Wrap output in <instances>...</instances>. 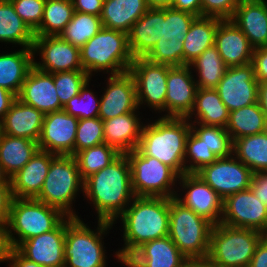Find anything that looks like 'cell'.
I'll list each match as a JSON object with an SVG mask.
<instances>
[{
    "label": "cell",
    "instance_id": "4dcf8cb0",
    "mask_svg": "<svg viewBox=\"0 0 267 267\" xmlns=\"http://www.w3.org/2000/svg\"><path fill=\"white\" fill-rule=\"evenodd\" d=\"M149 8L146 0H104L100 15L102 26L128 34Z\"/></svg>",
    "mask_w": 267,
    "mask_h": 267
},
{
    "label": "cell",
    "instance_id": "e0dca14e",
    "mask_svg": "<svg viewBox=\"0 0 267 267\" xmlns=\"http://www.w3.org/2000/svg\"><path fill=\"white\" fill-rule=\"evenodd\" d=\"M220 223L236 228L253 229L267 235V206L249 188L223 200Z\"/></svg>",
    "mask_w": 267,
    "mask_h": 267
},
{
    "label": "cell",
    "instance_id": "6125c7cd",
    "mask_svg": "<svg viewBox=\"0 0 267 267\" xmlns=\"http://www.w3.org/2000/svg\"><path fill=\"white\" fill-rule=\"evenodd\" d=\"M150 8L171 7L174 0H146Z\"/></svg>",
    "mask_w": 267,
    "mask_h": 267
},
{
    "label": "cell",
    "instance_id": "d6a6232c",
    "mask_svg": "<svg viewBox=\"0 0 267 267\" xmlns=\"http://www.w3.org/2000/svg\"><path fill=\"white\" fill-rule=\"evenodd\" d=\"M34 38V32L17 15L12 3L9 0H0V49L4 45L6 49L9 46L33 48Z\"/></svg>",
    "mask_w": 267,
    "mask_h": 267
},
{
    "label": "cell",
    "instance_id": "e7e4bbea",
    "mask_svg": "<svg viewBox=\"0 0 267 267\" xmlns=\"http://www.w3.org/2000/svg\"><path fill=\"white\" fill-rule=\"evenodd\" d=\"M265 11H266V17H267V0H265Z\"/></svg>",
    "mask_w": 267,
    "mask_h": 267
},
{
    "label": "cell",
    "instance_id": "4316f807",
    "mask_svg": "<svg viewBox=\"0 0 267 267\" xmlns=\"http://www.w3.org/2000/svg\"><path fill=\"white\" fill-rule=\"evenodd\" d=\"M43 120L42 112L16 98L0 122V133L38 142Z\"/></svg>",
    "mask_w": 267,
    "mask_h": 267
},
{
    "label": "cell",
    "instance_id": "be15d7a7",
    "mask_svg": "<svg viewBox=\"0 0 267 267\" xmlns=\"http://www.w3.org/2000/svg\"><path fill=\"white\" fill-rule=\"evenodd\" d=\"M0 184H10V178L5 173L3 166L0 163Z\"/></svg>",
    "mask_w": 267,
    "mask_h": 267
},
{
    "label": "cell",
    "instance_id": "9f6ffc18",
    "mask_svg": "<svg viewBox=\"0 0 267 267\" xmlns=\"http://www.w3.org/2000/svg\"><path fill=\"white\" fill-rule=\"evenodd\" d=\"M171 7L201 17V0H174Z\"/></svg>",
    "mask_w": 267,
    "mask_h": 267
},
{
    "label": "cell",
    "instance_id": "277c9868",
    "mask_svg": "<svg viewBox=\"0 0 267 267\" xmlns=\"http://www.w3.org/2000/svg\"><path fill=\"white\" fill-rule=\"evenodd\" d=\"M190 131L191 123L187 118L147 117L138 148L181 176L185 174V147Z\"/></svg>",
    "mask_w": 267,
    "mask_h": 267
},
{
    "label": "cell",
    "instance_id": "5bb4252c",
    "mask_svg": "<svg viewBox=\"0 0 267 267\" xmlns=\"http://www.w3.org/2000/svg\"><path fill=\"white\" fill-rule=\"evenodd\" d=\"M99 78L101 81L99 83L100 106L98 117L102 121L139 109L135 80L129 71L116 75L99 76Z\"/></svg>",
    "mask_w": 267,
    "mask_h": 267
},
{
    "label": "cell",
    "instance_id": "836d02e7",
    "mask_svg": "<svg viewBox=\"0 0 267 267\" xmlns=\"http://www.w3.org/2000/svg\"><path fill=\"white\" fill-rule=\"evenodd\" d=\"M223 19L218 17H197L191 24L183 41V66L189 65L206 49L214 46L218 24Z\"/></svg>",
    "mask_w": 267,
    "mask_h": 267
},
{
    "label": "cell",
    "instance_id": "8fae6325",
    "mask_svg": "<svg viewBox=\"0 0 267 267\" xmlns=\"http://www.w3.org/2000/svg\"><path fill=\"white\" fill-rule=\"evenodd\" d=\"M169 67V65L152 63L144 57L134 58L130 65L129 72L135 80L138 108L142 112L145 111L148 117H165Z\"/></svg>",
    "mask_w": 267,
    "mask_h": 267
},
{
    "label": "cell",
    "instance_id": "d6986e66",
    "mask_svg": "<svg viewBox=\"0 0 267 267\" xmlns=\"http://www.w3.org/2000/svg\"><path fill=\"white\" fill-rule=\"evenodd\" d=\"M79 119L63 109L44 115L39 150L56 155L74 156V144Z\"/></svg>",
    "mask_w": 267,
    "mask_h": 267
},
{
    "label": "cell",
    "instance_id": "11a10c76",
    "mask_svg": "<svg viewBox=\"0 0 267 267\" xmlns=\"http://www.w3.org/2000/svg\"><path fill=\"white\" fill-rule=\"evenodd\" d=\"M248 267H267V235L258 243Z\"/></svg>",
    "mask_w": 267,
    "mask_h": 267
},
{
    "label": "cell",
    "instance_id": "f6af8a7d",
    "mask_svg": "<svg viewBox=\"0 0 267 267\" xmlns=\"http://www.w3.org/2000/svg\"><path fill=\"white\" fill-rule=\"evenodd\" d=\"M89 78L90 76L85 70L53 73L57 96L63 107L72 97L79 94L80 89Z\"/></svg>",
    "mask_w": 267,
    "mask_h": 267
},
{
    "label": "cell",
    "instance_id": "4fadbf2b",
    "mask_svg": "<svg viewBox=\"0 0 267 267\" xmlns=\"http://www.w3.org/2000/svg\"><path fill=\"white\" fill-rule=\"evenodd\" d=\"M174 198L214 225L220 223L223 199L198 174L185 173L179 176Z\"/></svg>",
    "mask_w": 267,
    "mask_h": 267
},
{
    "label": "cell",
    "instance_id": "db71d44e",
    "mask_svg": "<svg viewBox=\"0 0 267 267\" xmlns=\"http://www.w3.org/2000/svg\"><path fill=\"white\" fill-rule=\"evenodd\" d=\"M13 247L9 240L7 227L5 224H0V265L8 267L10 253ZM5 263V264H4Z\"/></svg>",
    "mask_w": 267,
    "mask_h": 267
},
{
    "label": "cell",
    "instance_id": "8992f818",
    "mask_svg": "<svg viewBox=\"0 0 267 267\" xmlns=\"http://www.w3.org/2000/svg\"><path fill=\"white\" fill-rule=\"evenodd\" d=\"M35 199L61 210L68 217L80 218L83 180L74 156L57 155L51 161L42 190Z\"/></svg>",
    "mask_w": 267,
    "mask_h": 267
},
{
    "label": "cell",
    "instance_id": "7bdbcfd3",
    "mask_svg": "<svg viewBox=\"0 0 267 267\" xmlns=\"http://www.w3.org/2000/svg\"><path fill=\"white\" fill-rule=\"evenodd\" d=\"M191 131L218 157H229L233 154V141L226 128L191 123Z\"/></svg>",
    "mask_w": 267,
    "mask_h": 267
},
{
    "label": "cell",
    "instance_id": "83f0119b",
    "mask_svg": "<svg viewBox=\"0 0 267 267\" xmlns=\"http://www.w3.org/2000/svg\"><path fill=\"white\" fill-rule=\"evenodd\" d=\"M162 20H165V7L149 8L132 25L128 43L134 58L145 57L162 38Z\"/></svg>",
    "mask_w": 267,
    "mask_h": 267
},
{
    "label": "cell",
    "instance_id": "484cf974",
    "mask_svg": "<svg viewBox=\"0 0 267 267\" xmlns=\"http://www.w3.org/2000/svg\"><path fill=\"white\" fill-rule=\"evenodd\" d=\"M57 155L38 150L30 161L10 178L13 198H36Z\"/></svg>",
    "mask_w": 267,
    "mask_h": 267
},
{
    "label": "cell",
    "instance_id": "1f68e13d",
    "mask_svg": "<svg viewBox=\"0 0 267 267\" xmlns=\"http://www.w3.org/2000/svg\"><path fill=\"white\" fill-rule=\"evenodd\" d=\"M229 114L216 89L198 88L193 109L186 118L190 123L226 128Z\"/></svg>",
    "mask_w": 267,
    "mask_h": 267
},
{
    "label": "cell",
    "instance_id": "cb8c5ba5",
    "mask_svg": "<svg viewBox=\"0 0 267 267\" xmlns=\"http://www.w3.org/2000/svg\"><path fill=\"white\" fill-rule=\"evenodd\" d=\"M17 98L44 115L63 109L53 81V73H47L33 66L24 81Z\"/></svg>",
    "mask_w": 267,
    "mask_h": 267
},
{
    "label": "cell",
    "instance_id": "f907efd6",
    "mask_svg": "<svg viewBox=\"0 0 267 267\" xmlns=\"http://www.w3.org/2000/svg\"><path fill=\"white\" fill-rule=\"evenodd\" d=\"M250 189L267 206V171L253 173Z\"/></svg>",
    "mask_w": 267,
    "mask_h": 267
},
{
    "label": "cell",
    "instance_id": "30bf717a",
    "mask_svg": "<svg viewBox=\"0 0 267 267\" xmlns=\"http://www.w3.org/2000/svg\"><path fill=\"white\" fill-rule=\"evenodd\" d=\"M126 156L135 196L175 197L179 175L171 167L155 157L146 156L139 148Z\"/></svg>",
    "mask_w": 267,
    "mask_h": 267
},
{
    "label": "cell",
    "instance_id": "3957f363",
    "mask_svg": "<svg viewBox=\"0 0 267 267\" xmlns=\"http://www.w3.org/2000/svg\"><path fill=\"white\" fill-rule=\"evenodd\" d=\"M87 221L83 218H66L64 267H110V262L114 267L120 258L116 249L111 250V242L106 243L114 238L111 233L116 236L113 223L105 220ZM110 257L114 260L111 261Z\"/></svg>",
    "mask_w": 267,
    "mask_h": 267
},
{
    "label": "cell",
    "instance_id": "9c48e42d",
    "mask_svg": "<svg viewBox=\"0 0 267 267\" xmlns=\"http://www.w3.org/2000/svg\"><path fill=\"white\" fill-rule=\"evenodd\" d=\"M264 236L253 229L214 225L207 259L213 267H248Z\"/></svg>",
    "mask_w": 267,
    "mask_h": 267
},
{
    "label": "cell",
    "instance_id": "5b68a950",
    "mask_svg": "<svg viewBox=\"0 0 267 267\" xmlns=\"http://www.w3.org/2000/svg\"><path fill=\"white\" fill-rule=\"evenodd\" d=\"M133 60L128 34L106 27L80 48L82 68L93 78L127 72Z\"/></svg>",
    "mask_w": 267,
    "mask_h": 267
},
{
    "label": "cell",
    "instance_id": "d590c367",
    "mask_svg": "<svg viewBox=\"0 0 267 267\" xmlns=\"http://www.w3.org/2000/svg\"><path fill=\"white\" fill-rule=\"evenodd\" d=\"M226 130L232 141L259 134L267 131V118L257 102L230 112Z\"/></svg>",
    "mask_w": 267,
    "mask_h": 267
},
{
    "label": "cell",
    "instance_id": "bcb514c9",
    "mask_svg": "<svg viewBox=\"0 0 267 267\" xmlns=\"http://www.w3.org/2000/svg\"><path fill=\"white\" fill-rule=\"evenodd\" d=\"M103 132V121L99 117L79 119L74 155L84 149L105 143Z\"/></svg>",
    "mask_w": 267,
    "mask_h": 267
},
{
    "label": "cell",
    "instance_id": "44dd1931",
    "mask_svg": "<svg viewBox=\"0 0 267 267\" xmlns=\"http://www.w3.org/2000/svg\"><path fill=\"white\" fill-rule=\"evenodd\" d=\"M66 219L54 230L21 242L15 249L43 267H64Z\"/></svg>",
    "mask_w": 267,
    "mask_h": 267
},
{
    "label": "cell",
    "instance_id": "60d3db41",
    "mask_svg": "<svg viewBox=\"0 0 267 267\" xmlns=\"http://www.w3.org/2000/svg\"><path fill=\"white\" fill-rule=\"evenodd\" d=\"M120 155L113 147L102 143L77 152L74 158L79 168L80 177L84 181L90 175L110 165Z\"/></svg>",
    "mask_w": 267,
    "mask_h": 267
},
{
    "label": "cell",
    "instance_id": "f1b7e54d",
    "mask_svg": "<svg viewBox=\"0 0 267 267\" xmlns=\"http://www.w3.org/2000/svg\"><path fill=\"white\" fill-rule=\"evenodd\" d=\"M231 20L245 34L253 48L267 46L265 0H241Z\"/></svg>",
    "mask_w": 267,
    "mask_h": 267
},
{
    "label": "cell",
    "instance_id": "e575fe53",
    "mask_svg": "<svg viewBox=\"0 0 267 267\" xmlns=\"http://www.w3.org/2000/svg\"><path fill=\"white\" fill-rule=\"evenodd\" d=\"M38 150L36 141L0 133V163L9 178L20 171Z\"/></svg>",
    "mask_w": 267,
    "mask_h": 267
},
{
    "label": "cell",
    "instance_id": "816d5d0a",
    "mask_svg": "<svg viewBox=\"0 0 267 267\" xmlns=\"http://www.w3.org/2000/svg\"><path fill=\"white\" fill-rule=\"evenodd\" d=\"M12 199L11 184H0V224L8 221Z\"/></svg>",
    "mask_w": 267,
    "mask_h": 267
},
{
    "label": "cell",
    "instance_id": "7dc6e473",
    "mask_svg": "<svg viewBox=\"0 0 267 267\" xmlns=\"http://www.w3.org/2000/svg\"><path fill=\"white\" fill-rule=\"evenodd\" d=\"M17 15L34 32L41 24L46 0H9Z\"/></svg>",
    "mask_w": 267,
    "mask_h": 267
},
{
    "label": "cell",
    "instance_id": "2e32d148",
    "mask_svg": "<svg viewBox=\"0 0 267 267\" xmlns=\"http://www.w3.org/2000/svg\"><path fill=\"white\" fill-rule=\"evenodd\" d=\"M34 66L47 73L83 70L80 48L58 36H35L33 44Z\"/></svg>",
    "mask_w": 267,
    "mask_h": 267
},
{
    "label": "cell",
    "instance_id": "603a6c76",
    "mask_svg": "<svg viewBox=\"0 0 267 267\" xmlns=\"http://www.w3.org/2000/svg\"><path fill=\"white\" fill-rule=\"evenodd\" d=\"M145 117V118H144ZM147 116L138 109L103 121L104 141L120 154L138 148L141 130Z\"/></svg>",
    "mask_w": 267,
    "mask_h": 267
},
{
    "label": "cell",
    "instance_id": "52a82bcc",
    "mask_svg": "<svg viewBox=\"0 0 267 267\" xmlns=\"http://www.w3.org/2000/svg\"><path fill=\"white\" fill-rule=\"evenodd\" d=\"M68 216L35 198H13L6 223L13 248L34 236L56 229Z\"/></svg>",
    "mask_w": 267,
    "mask_h": 267
},
{
    "label": "cell",
    "instance_id": "8d00e7d4",
    "mask_svg": "<svg viewBox=\"0 0 267 267\" xmlns=\"http://www.w3.org/2000/svg\"><path fill=\"white\" fill-rule=\"evenodd\" d=\"M197 87L215 89L227 69L217 48L212 46L189 64Z\"/></svg>",
    "mask_w": 267,
    "mask_h": 267
},
{
    "label": "cell",
    "instance_id": "ab89813d",
    "mask_svg": "<svg viewBox=\"0 0 267 267\" xmlns=\"http://www.w3.org/2000/svg\"><path fill=\"white\" fill-rule=\"evenodd\" d=\"M97 80H99L98 77H90L80 89L79 94L72 97L63 107V110L78 119L98 117L100 89Z\"/></svg>",
    "mask_w": 267,
    "mask_h": 267
},
{
    "label": "cell",
    "instance_id": "7a4b0ae2",
    "mask_svg": "<svg viewBox=\"0 0 267 267\" xmlns=\"http://www.w3.org/2000/svg\"><path fill=\"white\" fill-rule=\"evenodd\" d=\"M112 223L115 233L120 230L118 256L127 260L144 243L169 235V198L135 196Z\"/></svg>",
    "mask_w": 267,
    "mask_h": 267
},
{
    "label": "cell",
    "instance_id": "6da1fadb",
    "mask_svg": "<svg viewBox=\"0 0 267 267\" xmlns=\"http://www.w3.org/2000/svg\"><path fill=\"white\" fill-rule=\"evenodd\" d=\"M134 197L130 163L126 154H121L110 165L83 181V201L86 205L82 204L86 207L82 205V209L86 208L83 211L89 213L80 218L85 216L86 220L93 217L92 220L113 222L125 211Z\"/></svg>",
    "mask_w": 267,
    "mask_h": 267
},
{
    "label": "cell",
    "instance_id": "94428289",
    "mask_svg": "<svg viewBox=\"0 0 267 267\" xmlns=\"http://www.w3.org/2000/svg\"><path fill=\"white\" fill-rule=\"evenodd\" d=\"M181 267H213L211 262L206 259H188Z\"/></svg>",
    "mask_w": 267,
    "mask_h": 267
},
{
    "label": "cell",
    "instance_id": "f546056e",
    "mask_svg": "<svg viewBox=\"0 0 267 267\" xmlns=\"http://www.w3.org/2000/svg\"><path fill=\"white\" fill-rule=\"evenodd\" d=\"M0 50V87L7 89L16 96L30 69L34 66L32 48H12Z\"/></svg>",
    "mask_w": 267,
    "mask_h": 267
},
{
    "label": "cell",
    "instance_id": "680465c9",
    "mask_svg": "<svg viewBox=\"0 0 267 267\" xmlns=\"http://www.w3.org/2000/svg\"><path fill=\"white\" fill-rule=\"evenodd\" d=\"M8 267H43L23 257L15 248L10 253Z\"/></svg>",
    "mask_w": 267,
    "mask_h": 267
},
{
    "label": "cell",
    "instance_id": "7402d4cb",
    "mask_svg": "<svg viewBox=\"0 0 267 267\" xmlns=\"http://www.w3.org/2000/svg\"><path fill=\"white\" fill-rule=\"evenodd\" d=\"M187 260L166 236L144 243L127 260L120 259L116 267H181Z\"/></svg>",
    "mask_w": 267,
    "mask_h": 267
},
{
    "label": "cell",
    "instance_id": "ac0fdd59",
    "mask_svg": "<svg viewBox=\"0 0 267 267\" xmlns=\"http://www.w3.org/2000/svg\"><path fill=\"white\" fill-rule=\"evenodd\" d=\"M259 82L252 63L227 67L215 88L229 112L258 102Z\"/></svg>",
    "mask_w": 267,
    "mask_h": 267
},
{
    "label": "cell",
    "instance_id": "6f0895ef",
    "mask_svg": "<svg viewBox=\"0 0 267 267\" xmlns=\"http://www.w3.org/2000/svg\"><path fill=\"white\" fill-rule=\"evenodd\" d=\"M17 96L7 89L0 87V122L3 120L5 114L10 110L11 105Z\"/></svg>",
    "mask_w": 267,
    "mask_h": 267
},
{
    "label": "cell",
    "instance_id": "c3c4849f",
    "mask_svg": "<svg viewBox=\"0 0 267 267\" xmlns=\"http://www.w3.org/2000/svg\"><path fill=\"white\" fill-rule=\"evenodd\" d=\"M241 0H201V16L231 19Z\"/></svg>",
    "mask_w": 267,
    "mask_h": 267
},
{
    "label": "cell",
    "instance_id": "ee69618b",
    "mask_svg": "<svg viewBox=\"0 0 267 267\" xmlns=\"http://www.w3.org/2000/svg\"><path fill=\"white\" fill-rule=\"evenodd\" d=\"M218 157L192 131L187 136L185 147V173H197Z\"/></svg>",
    "mask_w": 267,
    "mask_h": 267
},
{
    "label": "cell",
    "instance_id": "f5cc1de1",
    "mask_svg": "<svg viewBox=\"0 0 267 267\" xmlns=\"http://www.w3.org/2000/svg\"><path fill=\"white\" fill-rule=\"evenodd\" d=\"M75 12L93 14L100 17L104 0H71Z\"/></svg>",
    "mask_w": 267,
    "mask_h": 267
},
{
    "label": "cell",
    "instance_id": "7c38bea8",
    "mask_svg": "<svg viewBox=\"0 0 267 267\" xmlns=\"http://www.w3.org/2000/svg\"><path fill=\"white\" fill-rule=\"evenodd\" d=\"M198 16L165 7L162 20V38L144 57L148 61L169 66H183V41L192 22Z\"/></svg>",
    "mask_w": 267,
    "mask_h": 267
},
{
    "label": "cell",
    "instance_id": "ba28073f",
    "mask_svg": "<svg viewBox=\"0 0 267 267\" xmlns=\"http://www.w3.org/2000/svg\"><path fill=\"white\" fill-rule=\"evenodd\" d=\"M214 224L169 198V238L188 259H206Z\"/></svg>",
    "mask_w": 267,
    "mask_h": 267
},
{
    "label": "cell",
    "instance_id": "d4e9b609",
    "mask_svg": "<svg viewBox=\"0 0 267 267\" xmlns=\"http://www.w3.org/2000/svg\"><path fill=\"white\" fill-rule=\"evenodd\" d=\"M214 46L227 67L252 63L254 48L231 19H224L218 24Z\"/></svg>",
    "mask_w": 267,
    "mask_h": 267
},
{
    "label": "cell",
    "instance_id": "91938a15",
    "mask_svg": "<svg viewBox=\"0 0 267 267\" xmlns=\"http://www.w3.org/2000/svg\"><path fill=\"white\" fill-rule=\"evenodd\" d=\"M258 103L267 118V82L259 83L258 86Z\"/></svg>",
    "mask_w": 267,
    "mask_h": 267
},
{
    "label": "cell",
    "instance_id": "f35d334b",
    "mask_svg": "<svg viewBox=\"0 0 267 267\" xmlns=\"http://www.w3.org/2000/svg\"><path fill=\"white\" fill-rule=\"evenodd\" d=\"M71 0H46L40 26L34 36H58L74 15Z\"/></svg>",
    "mask_w": 267,
    "mask_h": 267
},
{
    "label": "cell",
    "instance_id": "ffe728a7",
    "mask_svg": "<svg viewBox=\"0 0 267 267\" xmlns=\"http://www.w3.org/2000/svg\"><path fill=\"white\" fill-rule=\"evenodd\" d=\"M166 84L165 117L186 118L198 89L190 66H170Z\"/></svg>",
    "mask_w": 267,
    "mask_h": 267
},
{
    "label": "cell",
    "instance_id": "74e56055",
    "mask_svg": "<svg viewBox=\"0 0 267 267\" xmlns=\"http://www.w3.org/2000/svg\"><path fill=\"white\" fill-rule=\"evenodd\" d=\"M233 155L253 173L267 171V131L235 139Z\"/></svg>",
    "mask_w": 267,
    "mask_h": 267
},
{
    "label": "cell",
    "instance_id": "9a60e30c",
    "mask_svg": "<svg viewBox=\"0 0 267 267\" xmlns=\"http://www.w3.org/2000/svg\"><path fill=\"white\" fill-rule=\"evenodd\" d=\"M198 174L224 200L250 188L253 172L233 154L204 166Z\"/></svg>",
    "mask_w": 267,
    "mask_h": 267
},
{
    "label": "cell",
    "instance_id": "681fc988",
    "mask_svg": "<svg viewBox=\"0 0 267 267\" xmlns=\"http://www.w3.org/2000/svg\"><path fill=\"white\" fill-rule=\"evenodd\" d=\"M252 64L257 81L267 82V46L253 49Z\"/></svg>",
    "mask_w": 267,
    "mask_h": 267
},
{
    "label": "cell",
    "instance_id": "b9f144b4",
    "mask_svg": "<svg viewBox=\"0 0 267 267\" xmlns=\"http://www.w3.org/2000/svg\"><path fill=\"white\" fill-rule=\"evenodd\" d=\"M101 18L97 15L74 12L71 21L60 33V37L78 48H81L102 28Z\"/></svg>",
    "mask_w": 267,
    "mask_h": 267
}]
</instances>
